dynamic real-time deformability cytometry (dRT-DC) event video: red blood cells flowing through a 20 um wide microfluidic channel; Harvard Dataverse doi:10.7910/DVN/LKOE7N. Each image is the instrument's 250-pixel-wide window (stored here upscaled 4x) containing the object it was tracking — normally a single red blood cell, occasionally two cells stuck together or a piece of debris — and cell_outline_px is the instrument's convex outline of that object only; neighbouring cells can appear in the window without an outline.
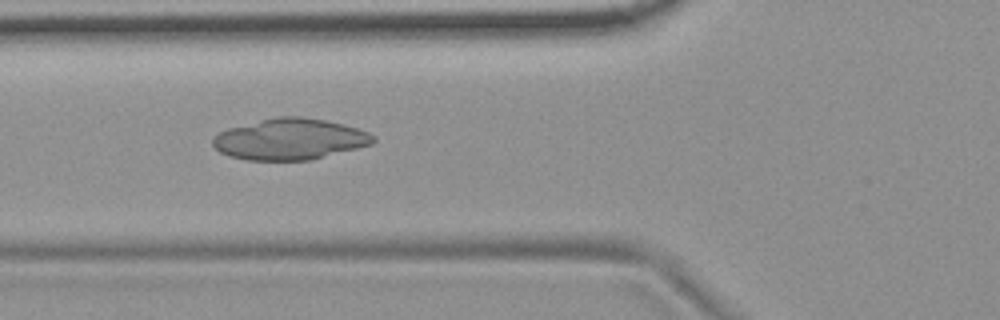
{"species": "common noctule bat (a hibernating species)", "species_latin": "Nyctalus noctula", "temperature_condition": "room temperature", "stored_images_in_passage": 9, "camera_frame_rate_fps": 3000, "um_per_image_px": 0.085, "animal": {"sex": "female", "body_mass_g": 19.9}, "frame": {"image": 1, "passage_image": 5, "time_ms": 1.333, "image_size_px": [1000, 320], "cell_outline_px": [[376, 140], [372, 144], [312, 160], [248, 160], [228, 156], [220, 152], [212, 144], [212, 136], [228, 128], [276, 116], [300, 116], [324, 120], [344, 124], [368, 132], [376, 136]], "centroid_in_image_um": [24.63, 11.83], "position_along_channel_um": 101.2, "area_um2": 38.55}}
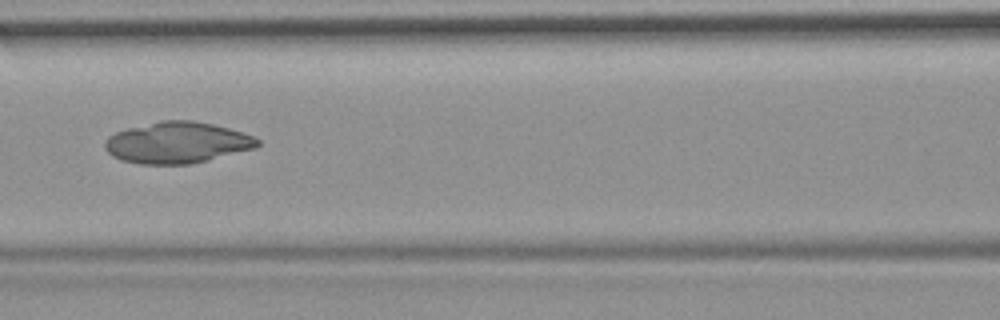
{"frame": {"image": 2, "passage_image": 6, "time_ms": 1.667, "image_size_px": [1000, 320], "cell_outline_px": [[260, 144], [256, 148], [192, 164], [140, 164], [120, 160], [112, 156], [104, 148], [104, 144], [108, 136], [116, 132], [128, 128], [160, 120], [192, 120], [212, 124], [228, 128], [256, 136], [260, 140]], "centroid_in_image_um": [15.07, 12.12], "position_along_channel_um": 151.5, "area_um2": 36.93}}